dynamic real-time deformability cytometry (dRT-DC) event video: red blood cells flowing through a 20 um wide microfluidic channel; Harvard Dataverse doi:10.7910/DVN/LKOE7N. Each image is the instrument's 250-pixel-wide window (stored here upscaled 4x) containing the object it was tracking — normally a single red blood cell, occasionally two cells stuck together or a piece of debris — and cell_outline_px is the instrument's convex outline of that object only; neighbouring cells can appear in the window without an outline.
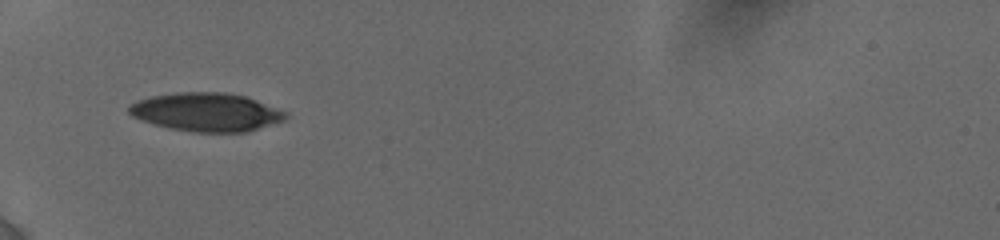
{"species": "human", "species_latin": "Homo sapiens", "temperature_condition": "cold", "stored_images_in_passage": 8, "camera_frame_rate_fps": 3000, "um_per_image_px": 0.085, "donor": {"sex": "female"}, "frame": {"image": 1, "passage_image": 5, "time_ms": 3.0, "image_size_px": [1000, 240], "cell_outline_px": [[288, 116], [284, 120], [244, 132], [196, 132], [172, 128], [156, 124], [132, 116], [128, 112], [128, 104], [152, 96], [176, 92], [224, 92], [244, 96], [256, 100], [288, 112]], "centroid_in_image_um": [17.55, 9.51], "position_along_channel_um": 67.5, "area_um2": 34.68}}
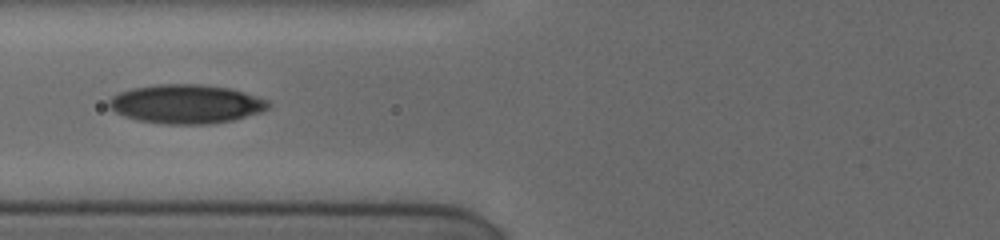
{"frame": {"image": 2, "passage_image": 7, "time_ms": 4.333, "image_size_px": [1000, 240], "cell_outline_px": [[272, 104], [268, 108], [260, 112], [232, 120], [208, 124], [168, 124], [136, 120], [124, 116], [108, 108], [108, 100], [112, 96], [120, 92], [132, 88], [156, 84], [204, 84], [228, 88], [244, 92], [268, 100]], "centroid_in_image_um": [15.8, 8.83], "position_along_channel_um": 110.0, "area_um2": 36.24}}